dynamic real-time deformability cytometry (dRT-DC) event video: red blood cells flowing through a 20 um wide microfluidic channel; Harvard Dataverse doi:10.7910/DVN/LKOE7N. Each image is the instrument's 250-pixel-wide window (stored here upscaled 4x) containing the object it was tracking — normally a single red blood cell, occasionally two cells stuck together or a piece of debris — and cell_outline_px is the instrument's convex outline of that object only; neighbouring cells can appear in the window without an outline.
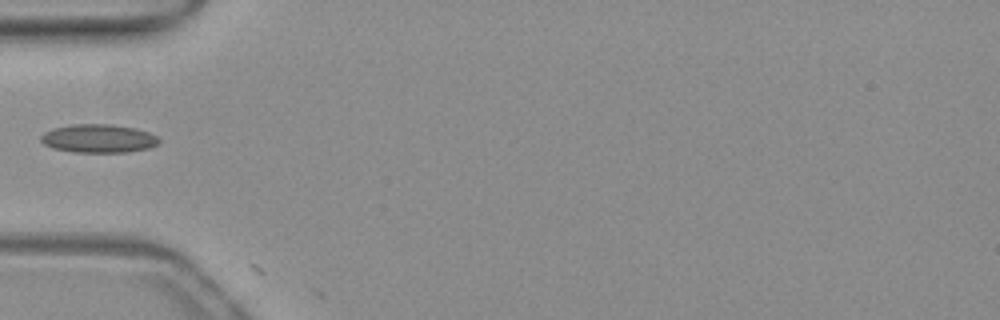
{"species": "common noctule bat (a hibernating species)", "species_latin": "Nyctalus noctula", "temperature_condition": "warm", "stored_images_in_passage": 2, "camera_frame_rate_fps": 3000, "um_per_image_px": 0.085, "animal": {"sex": "female", "body_mass_g": 19.3, "forearm_length_mm": 54.1}, "frame": {"image": 1, "passage_image": 1, "time_ms": 0.0, "image_size_px": [1000, 320], "cell_outline_px": [[160, 144], [148, 148], [128, 152], [72, 152], [52, 148], [44, 144], [40, 140], [40, 136], [44, 132], [52, 128], [72, 124], [112, 124], [136, 128], [148, 132], [156, 136], [160, 140]], "centroid_in_image_um": [8.36, 11.77], "position_along_channel_um": 76.6, "area_um2": 19.77}}